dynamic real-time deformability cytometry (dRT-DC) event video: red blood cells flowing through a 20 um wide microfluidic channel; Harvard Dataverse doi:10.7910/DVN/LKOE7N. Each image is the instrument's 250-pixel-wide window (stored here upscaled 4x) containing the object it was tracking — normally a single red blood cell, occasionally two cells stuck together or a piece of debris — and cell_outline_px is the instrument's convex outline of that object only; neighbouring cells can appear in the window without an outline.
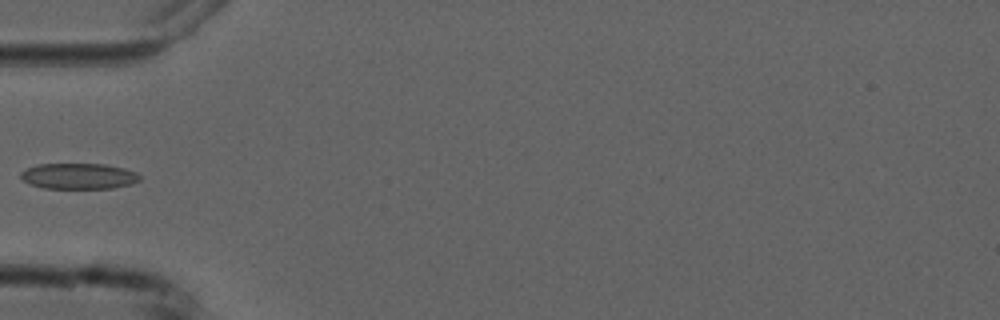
{"species": "common noctule bat (a hibernating species)", "species_latin": "Nyctalus noctula", "temperature_condition": "cold", "stored_images_in_passage": 6, "camera_frame_rate_fps": 3000, "um_per_image_px": 0.085, "animal": {"sex": "male", "forearm_length_mm": 52.5}, "frame": {"image": 1, "passage_image": 6, "time_ms": 5.667, "image_size_px": [1000, 320], "cell_outline_px": [[140, 180], [132, 184], [112, 188], [44, 188], [32, 184], [24, 180], [20, 176], [20, 172], [28, 168], [40, 164], [104, 164], [124, 168], [136, 172], [140, 176]], "centroid_in_image_um": [6.72, 14.97], "position_along_channel_um": 78.3, "area_um2": 17.74}}